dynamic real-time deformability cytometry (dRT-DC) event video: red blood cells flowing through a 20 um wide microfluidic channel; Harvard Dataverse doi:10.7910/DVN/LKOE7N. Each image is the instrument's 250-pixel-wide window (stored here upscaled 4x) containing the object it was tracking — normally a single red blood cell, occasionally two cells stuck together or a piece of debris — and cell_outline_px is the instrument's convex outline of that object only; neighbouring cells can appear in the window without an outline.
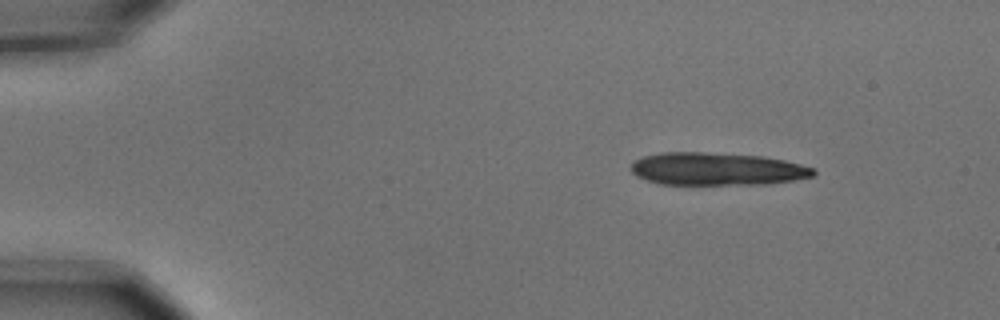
{"species": "common noctule bat (a hibernating species)", "species_latin": "Nyctalus noctula", "temperature_condition": "cold", "stored_images_in_passage": 5, "segment_of_instrument_passage": [1, 2], "camera_frame_rate_fps": 3000, "um_per_image_px": 0.085, "animal": {"sex": "male", "body_mass_g": 15.6}, "frame": {"image": 1, "passage_image": 1, "time_ms": 0.0, "image_size_px": [1000, 320], "cell_outline_px": [[816, 172], [812, 176], [792, 180], [764, 184], [660, 184], [636, 176], [632, 172], [632, 164], [636, 160], [644, 156], [660, 152], [700, 152], [764, 156], [784, 160], [816, 168]], "centroid_in_image_um": [60.95, 14.35], "position_along_channel_um": 24.1, "area_um2": 34.56}}